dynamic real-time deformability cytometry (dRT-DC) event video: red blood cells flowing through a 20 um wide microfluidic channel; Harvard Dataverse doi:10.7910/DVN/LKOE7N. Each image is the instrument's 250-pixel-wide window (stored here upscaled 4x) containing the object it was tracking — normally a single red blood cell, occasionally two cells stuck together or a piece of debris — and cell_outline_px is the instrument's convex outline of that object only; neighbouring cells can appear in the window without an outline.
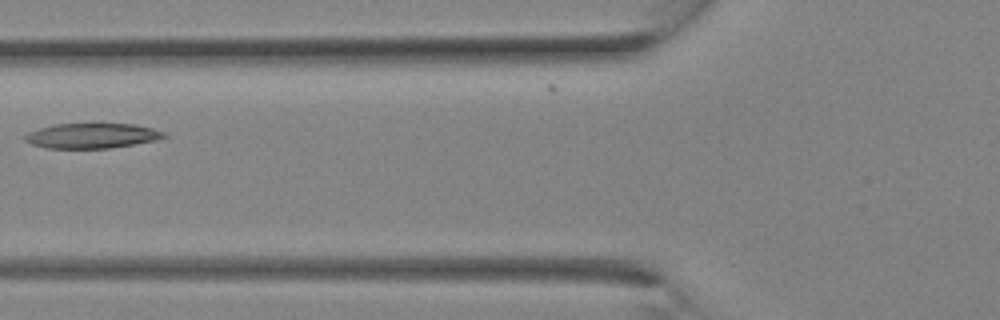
{"species": "Egyptian fruit bat (a non-hibernating species)", "species_latin": "Rousettus aegyptiacus", "temperature_condition": "room temperature", "stored_images_in_passage": 10, "camera_frame_rate_fps": 3000, "um_per_image_px": 0.085, "animal": {"sex": "female"}, "frame": {"image": 1, "passage_image": 9, "time_ms": 2.667, "image_size_px": [1000, 320], "cell_outline_px": [[168, 136], [156, 140], [108, 148], [48, 148], [32, 144], [24, 140], [24, 136], [28, 132], [40, 128], [56, 124], [136, 124], [152, 128], [164, 132]], "centroid_in_image_um": [7.82, 11.53], "position_along_channel_um": 118.0, "area_um2": 20.06}}